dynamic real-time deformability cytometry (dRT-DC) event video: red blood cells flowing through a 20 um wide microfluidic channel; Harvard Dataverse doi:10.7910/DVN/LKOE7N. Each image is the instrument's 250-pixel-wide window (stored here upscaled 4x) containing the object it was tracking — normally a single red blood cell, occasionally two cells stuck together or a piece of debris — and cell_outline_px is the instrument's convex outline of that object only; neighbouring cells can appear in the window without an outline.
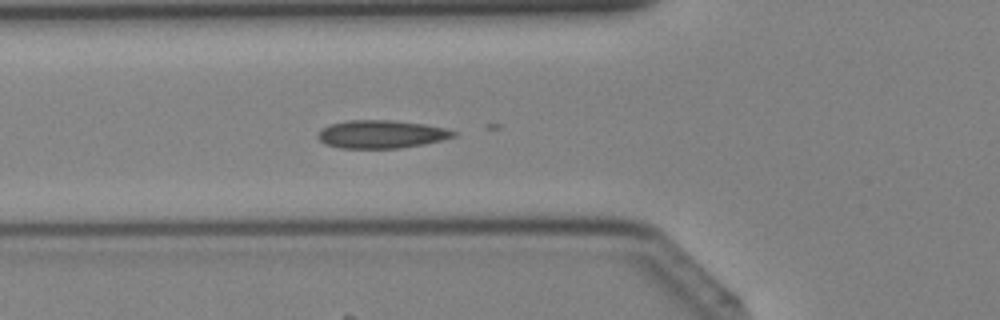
{"species": "Egyptian fruit bat (a non-hibernating species)", "species_latin": "Rousettus aegyptiacus", "temperature_condition": "cold", "stored_images_in_passage": 14, "camera_frame_rate_fps": 3000, "um_per_image_px": 0.085, "animal": {"sex": "female"}, "frame": {"image": 1, "passage_image": 6, "time_ms": 1.667, "image_size_px": [1000, 320], "cell_outline_px": [[456, 136], [424, 144], [400, 148], [340, 148], [324, 144], [316, 136], [328, 124], [348, 120], [392, 120], [424, 124], [444, 128], [456, 132]], "centroid_in_image_um": [32.38, 11.41], "position_along_channel_um": 93.4, "area_um2": 22.08}}
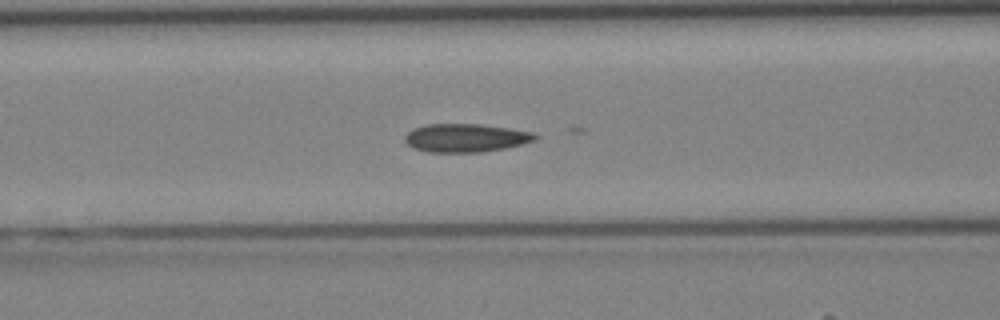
{"frame": {"image": 2, "passage_image": 8, "time_ms": 2.333, "image_size_px": [1000, 320], "cell_outline_px": [[540, 136], [536, 140], [504, 148], [480, 152], [428, 152], [412, 148], [404, 140], [404, 136], [412, 128], [424, 124], [480, 124], [508, 128], [532, 132]], "centroid_in_image_um": [39.54, 11.71], "position_along_channel_um": 127.1, "area_um2": 21.56}}
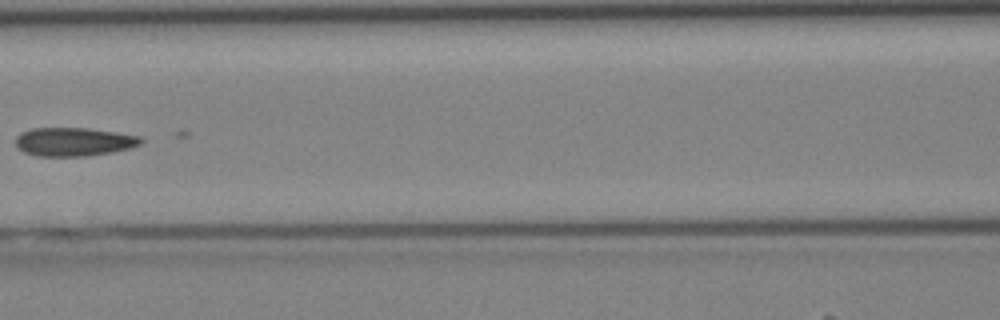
{"frame": {"image": 3, "passage_image": 10, "time_ms": 3.0, "image_size_px": [1000, 320], "cell_outline_px": [[144, 140], [140, 144], [128, 148], [112, 152], [84, 156], [36, 156], [24, 152], [16, 148], [16, 136], [20, 132], [32, 128], [88, 128], [116, 132], [140, 136]], "centroid_in_image_um": [6.23, 12.05], "position_along_channel_um": 160.4, "area_um2": 20.92}}